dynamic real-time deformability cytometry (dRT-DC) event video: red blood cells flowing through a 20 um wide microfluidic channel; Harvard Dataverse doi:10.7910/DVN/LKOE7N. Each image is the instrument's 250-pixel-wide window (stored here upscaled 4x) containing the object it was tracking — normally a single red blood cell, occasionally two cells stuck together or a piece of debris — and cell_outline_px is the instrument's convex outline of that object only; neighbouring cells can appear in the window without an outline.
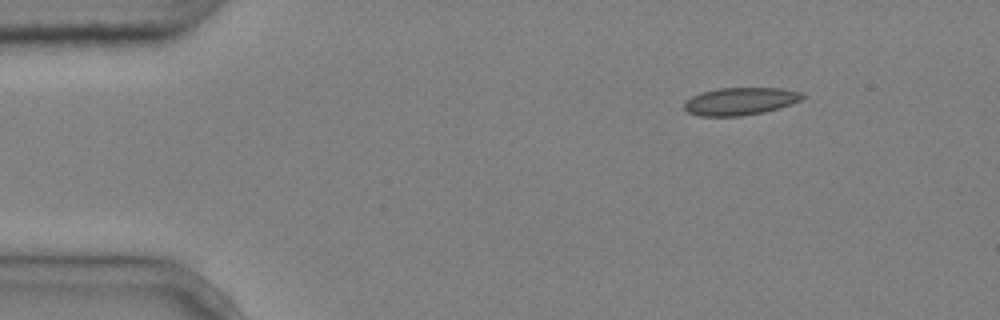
{"species": "common noctule bat (a hibernating species)", "species_latin": "Nyctalus noctula", "temperature_condition": "cold", "stored_images_in_passage": 3, "camera_frame_rate_fps": 3000, "um_per_image_px": 0.085, "animal": {"sex": "male", "body_mass_g": 20.4}, "frame": {"image": 1, "passage_image": 1, "time_ms": 0.0, "image_size_px": [1000, 320], "cell_outline_px": [[804, 96], [800, 100], [792, 104], [780, 108], [764, 112], [740, 116], [700, 116], [688, 112], [684, 108], [684, 104], [692, 96], [700, 92], [716, 88], [780, 88], [800, 92]], "centroid_in_image_um": [62.91, 8.61], "position_along_channel_um": 22.1, "area_um2": 18.96}}